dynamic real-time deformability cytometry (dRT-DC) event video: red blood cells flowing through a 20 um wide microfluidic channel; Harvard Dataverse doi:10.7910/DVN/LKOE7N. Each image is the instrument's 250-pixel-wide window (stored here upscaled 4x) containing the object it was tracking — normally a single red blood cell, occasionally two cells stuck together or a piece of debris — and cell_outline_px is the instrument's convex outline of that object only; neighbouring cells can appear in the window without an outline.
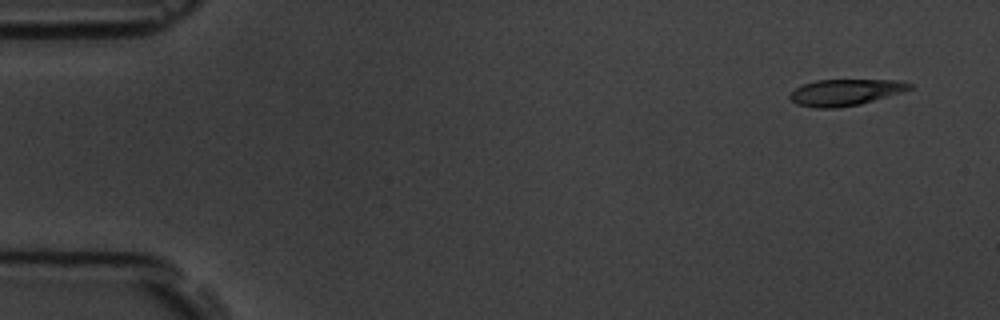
{"species": "common noctule bat (a hibernating species)", "species_latin": "Nyctalus noctula", "temperature_condition": "room temperature", "stored_images_in_passage": 5, "camera_frame_rate_fps": 3000, "um_per_image_px": 0.085, "animal": {"sex": "male", "body_mass_g": 19.5, "forearm_length_mm": 54.6}, "frame": {"image": 1, "passage_image": 1, "time_ms": 0.0, "image_size_px": [1000, 320], "cell_outline_px": [[912, 88], [900, 92], [860, 104], [840, 108], [816, 108], [796, 104], [788, 96], [796, 88], [804, 84], [816, 80], [896, 80], [912, 84]], "centroid_in_image_um": [71.81, 7.85], "position_along_channel_um": 13.2, "area_um2": 18.15}}
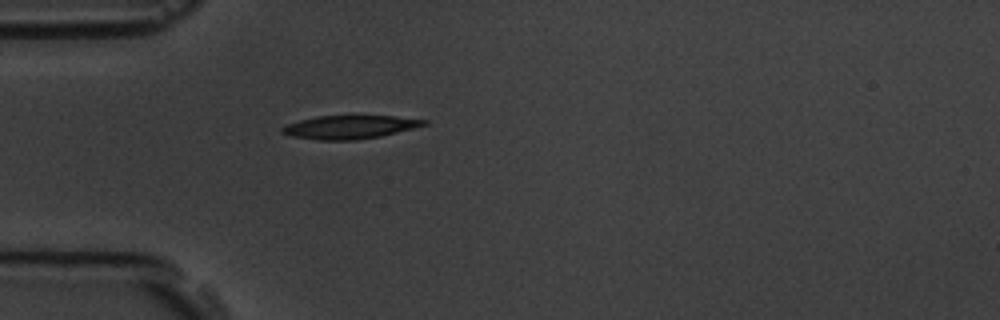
{"frame": {"image": 2, "passage_image": 5, "time_ms": 4.333, "image_size_px": [1000, 320], "cell_outline_px": [[428, 124], [380, 136], [356, 140], [320, 140], [292, 136], [280, 132], [280, 128], [288, 124], [300, 120], [316, 116], [392, 116], [428, 120]], "centroid_in_image_um": [29.7, 10.8], "position_along_channel_um": 55.3, "area_um2": 19.07}}